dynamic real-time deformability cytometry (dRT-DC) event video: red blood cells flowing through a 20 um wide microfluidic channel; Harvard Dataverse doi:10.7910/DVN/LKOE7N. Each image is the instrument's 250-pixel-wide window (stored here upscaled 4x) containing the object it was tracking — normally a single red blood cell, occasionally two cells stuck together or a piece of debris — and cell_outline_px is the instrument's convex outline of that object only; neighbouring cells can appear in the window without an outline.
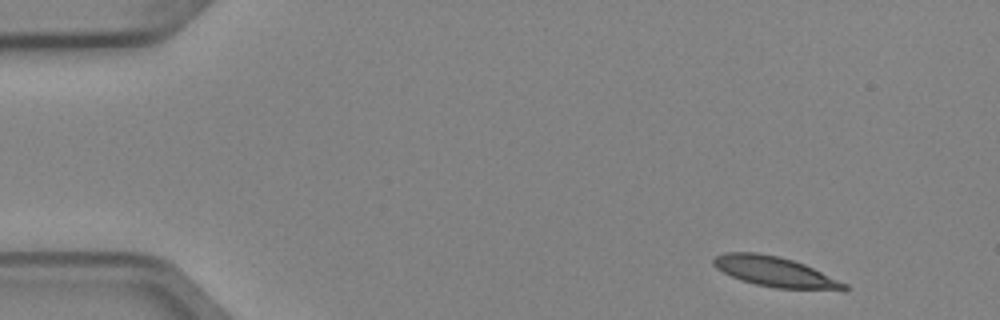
{"species": "Egyptian fruit bat (a non-hibernating species)", "species_latin": "Rousettus aegyptiacus", "temperature_condition": "cold", "stored_images_in_passage": 3, "camera_frame_rate_fps": 3000, "um_per_image_px": 0.085, "animal": {"sex": "female"}, "frame": {"image": 1, "passage_image": 1, "time_ms": 0.0, "image_size_px": [1000, 320], "cell_outline_px": [[852, 288], [848, 292], [844, 292], [776, 288], [756, 284], [740, 280], [716, 268], [712, 264], [712, 260], [716, 256], [724, 252], [756, 252], [780, 256], [804, 264], [848, 284]], "centroid_in_image_um": [65.99, 23.13], "position_along_channel_um": 19.0, "area_um2": 23.52}}